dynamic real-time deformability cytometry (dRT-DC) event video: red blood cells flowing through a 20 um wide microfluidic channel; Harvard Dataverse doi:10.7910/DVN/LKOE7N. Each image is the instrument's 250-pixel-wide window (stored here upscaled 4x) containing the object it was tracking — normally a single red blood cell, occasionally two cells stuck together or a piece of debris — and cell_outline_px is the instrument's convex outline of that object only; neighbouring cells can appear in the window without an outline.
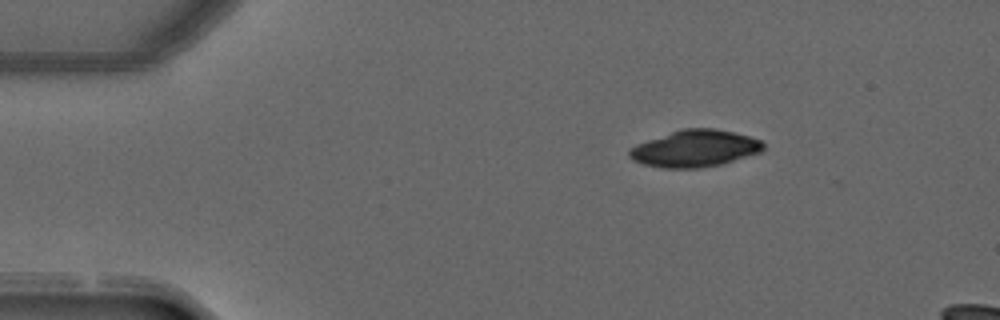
{"species": "common noctule bat (a hibernating species)", "species_latin": "Nyctalus noctula", "temperature_condition": "warm", "stored_images_in_passage": 3, "camera_frame_rate_fps": 3000, "um_per_image_px": 0.085, "animal": {"sex": "male", "forearm_length_mm": 52.5}, "frame": {"image": 1, "passage_image": 1, "time_ms": 0.0, "image_size_px": [1000, 320], "cell_outline_px": [[764, 148], [760, 152], [720, 164], [700, 168], [660, 168], [644, 164], [632, 160], [628, 156], [628, 148], [636, 144], [684, 128], [716, 128], [736, 132], [760, 140], [764, 144]], "centroid_in_image_um": [59.04, 12.62], "position_along_channel_um": 26.0, "area_um2": 28.67}}